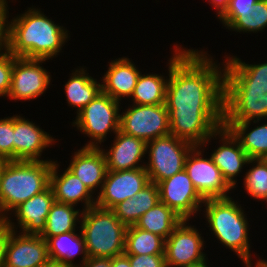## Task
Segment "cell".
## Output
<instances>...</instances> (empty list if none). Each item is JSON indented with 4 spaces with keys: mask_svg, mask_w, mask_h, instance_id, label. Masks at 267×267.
<instances>
[{
    "mask_svg": "<svg viewBox=\"0 0 267 267\" xmlns=\"http://www.w3.org/2000/svg\"><path fill=\"white\" fill-rule=\"evenodd\" d=\"M72 154L67 169L94 195H98L107 173L106 159L103 151L100 147L81 146L80 149H77Z\"/></svg>",
    "mask_w": 267,
    "mask_h": 267,
    "instance_id": "ffe728a7",
    "label": "cell"
},
{
    "mask_svg": "<svg viewBox=\"0 0 267 267\" xmlns=\"http://www.w3.org/2000/svg\"><path fill=\"white\" fill-rule=\"evenodd\" d=\"M49 262L47 243L40 235L10 231L5 245L4 267H44Z\"/></svg>",
    "mask_w": 267,
    "mask_h": 267,
    "instance_id": "2e32d148",
    "label": "cell"
},
{
    "mask_svg": "<svg viewBox=\"0 0 267 267\" xmlns=\"http://www.w3.org/2000/svg\"><path fill=\"white\" fill-rule=\"evenodd\" d=\"M79 226L88 257L113 258L124 253L127 227L111 209L95 205L82 211Z\"/></svg>",
    "mask_w": 267,
    "mask_h": 267,
    "instance_id": "8992f818",
    "label": "cell"
},
{
    "mask_svg": "<svg viewBox=\"0 0 267 267\" xmlns=\"http://www.w3.org/2000/svg\"><path fill=\"white\" fill-rule=\"evenodd\" d=\"M124 107L108 94L100 91L96 97L76 114L72 126L90 140L85 147H103L107 135L120 129V111ZM103 142V143H102Z\"/></svg>",
    "mask_w": 267,
    "mask_h": 267,
    "instance_id": "52a82bcc",
    "label": "cell"
},
{
    "mask_svg": "<svg viewBox=\"0 0 267 267\" xmlns=\"http://www.w3.org/2000/svg\"><path fill=\"white\" fill-rule=\"evenodd\" d=\"M168 66L167 76L162 74L140 73L134 91L129 99L133 104L138 105H161L166 102V89L170 72V58L166 64ZM154 73V74H153Z\"/></svg>",
    "mask_w": 267,
    "mask_h": 267,
    "instance_id": "4316f807",
    "label": "cell"
},
{
    "mask_svg": "<svg viewBox=\"0 0 267 267\" xmlns=\"http://www.w3.org/2000/svg\"><path fill=\"white\" fill-rule=\"evenodd\" d=\"M48 59H26L16 57L13 61L11 89L7 99L31 101L41 98L52 83L50 72L42 65Z\"/></svg>",
    "mask_w": 267,
    "mask_h": 267,
    "instance_id": "7c38bea8",
    "label": "cell"
},
{
    "mask_svg": "<svg viewBox=\"0 0 267 267\" xmlns=\"http://www.w3.org/2000/svg\"><path fill=\"white\" fill-rule=\"evenodd\" d=\"M257 259L258 260H256L255 265H254L253 261L250 260V261L243 264L244 267H267V260L266 259H263V257H259Z\"/></svg>",
    "mask_w": 267,
    "mask_h": 267,
    "instance_id": "60d3db41",
    "label": "cell"
},
{
    "mask_svg": "<svg viewBox=\"0 0 267 267\" xmlns=\"http://www.w3.org/2000/svg\"><path fill=\"white\" fill-rule=\"evenodd\" d=\"M261 121L223 122V126L239 140L250 159H267V122ZM251 124H255L254 127Z\"/></svg>",
    "mask_w": 267,
    "mask_h": 267,
    "instance_id": "d4e9b609",
    "label": "cell"
},
{
    "mask_svg": "<svg viewBox=\"0 0 267 267\" xmlns=\"http://www.w3.org/2000/svg\"><path fill=\"white\" fill-rule=\"evenodd\" d=\"M0 12V49L4 46V14Z\"/></svg>",
    "mask_w": 267,
    "mask_h": 267,
    "instance_id": "b9f144b4",
    "label": "cell"
},
{
    "mask_svg": "<svg viewBox=\"0 0 267 267\" xmlns=\"http://www.w3.org/2000/svg\"><path fill=\"white\" fill-rule=\"evenodd\" d=\"M209 261H208V259L207 260H205L203 263H200V264H197V265H193V266H191V267H211L212 266V264L210 265V263H208ZM209 264V265H208Z\"/></svg>",
    "mask_w": 267,
    "mask_h": 267,
    "instance_id": "f6af8a7d",
    "label": "cell"
},
{
    "mask_svg": "<svg viewBox=\"0 0 267 267\" xmlns=\"http://www.w3.org/2000/svg\"><path fill=\"white\" fill-rule=\"evenodd\" d=\"M6 162H7V160L0 158V174H1V171H2Z\"/></svg>",
    "mask_w": 267,
    "mask_h": 267,
    "instance_id": "bcb514c9",
    "label": "cell"
},
{
    "mask_svg": "<svg viewBox=\"0 0 267 267\" xmlns=\"http://www.w3.org/2000/svg\"><path fill=\"white\" fill-rule=\"evenodd\" d=\"M53 159L7 161L0 174V218L50 186Z\"/></svg>",
    "mask_w": 267,
    "mask_h": 267,
    "instance_id": "5b68a950",
    "label": "cell"
},
{
    "mask_svg": "<svg viewBox=\"0 0 267 267\" xmlns=\"http://www.w3.org/2000/svg\"><path fill=\"white\" fill-rule=\"evenodd\" d=\"M9 9L10 8L8 5V1L7 0H0V12H6Z\"/></svg>",
    "mask_w": 267,
    "mask_h": 267,
    "instance_id": "7bdbcfd3",
    "label": "cell"
},
{
    "mask_svg": "<svg viewBox=\"0 0 267 267\" xmlns=\"http://www.w3.org/2000/svg\"><path fill=\"white\" fill-rule=\"evenodd\" d=\"M22 115H14V160L45 161L42 153L59 140Z\"/></svg>",
    "mask_w": 267,
    "mask_h": 267,
    "instance_id": "ac0fdd59",
    "label": "cell"
},
{
    "mask_svg": "<svg viewBox=\"0 0 267 267\" xmlns=\"http://www.w3.org/2000/svg\"><path fill=\"white\" fill-rule=\"evenodd\" d=\"M59 168L57 160H53L50 187L53 190L55 201L76 207L81 203L82 211L95 206L96 196L67 168L62 173Z\"/></svg>",
    "mask_w": 267,
    "mask_h": 267,
    "instance_id": "7402d4cb",
    "label": "cell"
},
{
    "mask_svg": "<svg viewBox=\"0 0 267 267\" xmlns=\"http://www.w3.org/2000/svg\"><path fill=\"white\" fill-rule=\"evenodd\" d=\"M128 57L114 58L108 62V69L101 80V91L121 103L130 99L141 73L133 60Z\"/></svg>",
    "mask_w": 267,
    "mask_h": 267,
    "instance_id": "44dd1931",
    "label": "cell"
},
{
    "mask_svg": "<svg viewBox=\"0 0 267 267\" xmlns=\"http://www.w3.org/2000/svg\"><path fill=\"white\" fill-rule=\"evenodd\" d=\"M4 14V46L15 57L26 59H55L70 41V31L55 23L39 8L28 7L9 19Z\"/></svg>",
    "mask_w": 267,
    "mask_h": 267,
    "instance_id": "3957f363",
    "label": "cell"
},
{
    "mask_svg": "<svg viewBox=\"0 0 267 267\" xmlns=\"http://www.w3.org/2000/svg\"><path fill=\"white\" fill-rule=\"evenodd\" d=\"M227 198L206 199L202 205L201 213L206 221L212 237L216 238L222 248L235 252L234 254L242 261V264L253 260L251 252V239L249 219L245 213L244 205ZM242 205V206H241ZM209 224V225H208ZM250 227V228H249ZM252 257V258H251Z\"/></svg>",
    "mask_w": 267,
    "mask_h": 267,
    "instance_id": "277c9868",
    "label": "cell"
},
{
    "mask_svg": "<svg viewBox=\"0 0 267 267\" xmlns=\"http://www.w3.org/2000/svg\"><path fill=\"white\" fill-rule=\"evenodd\" d=\"M82 210L70 204L56 202L52 205L47 219L46 227L40 236L43 239L71 231H79ZM77 229V230H76Z\"/></svg>",
    "mask_w": 267,
    "mask_h": 267,
    "instance_id": "83f0119b",
    "label": "cell"
},
{
    "mask_svg": "<svg viewBox=\"0 0 267 267\" xmlns=\"http://www.w3.org/2000/svg\"><path fill=\"white\" fill-rule=\"evenodd\" d=\"M16 57L5 46L0 49V97L8 96L11 89L13 61Z\"/></svg>",
    "mask_w": 267,
    "mask_h": 267,
    "instance_id": "836d02e7",
    "label": "cell"
},
{
    "mask_svg": "<svg viewBox=\"0 0 267 267\" xmlns=\"http://www.w3.org/2000/svg\"><path fill=\"white\" fill-rule=\"evenodd\" d=\"M131 267H167L165 254L135 255L127 254Z\"/></svg>",
    "mask_w": 267,
    "mask_h": 267,
    "instance_id": "d590c367",
    "label": "cell"
},
{
    "mask_svg": "<svg viewBox=\"0 0 267 267\" xmlns=\"http://www.w3.org/2000/svg\"><path fill=\"white\" fill-rule=\"evenodd\" d=\"M150 183L145 168L124 171H108L102 189L96 195V206L112 209L118 203L132 198Z\"/></svg>",
    "mask_w": 267,
    "mask_h": 267,
    "instance_id": "9a60e30c",
    "label": "cell"
},
{
    "mask_svg": "<svg viewBox=\"0 0 267 267\" xmlns=\"http://www.w3.org/2000/svg\"><path fill=\"white\" fill-rule=\"evenodd\" d=\"M120 112V131L146 142L170 134L166 104H126Z\"/></svg>",
    "mask_w": 267,
    "mask_h": 267,
    "instance_id": "9c48e42d",
    "label": "cell"
},
{
    "mask_svg": "<svg viewBox=\"0 0 267 267\" xmlns=\"http://www.w3.org/2000/svg\"><path fill=\"white\" fill-rule=\"evenodd\" d=\"M125 254H165V239L157 234L129 226L125 234Z\"/></svg>",
    "mask_w": 267,
    "mask_h": 267,
    "instance_id": "f546056e",
    "label": "cell"
},
{
    "mask_svg": "<svg viewBox=\"0 0 267 267\" xmlns=\"http://www.w3.org/2000/svg\"><path fill=\"white\" fill-rule=\"evenodd\" d=\"M204 153L202 146H194L185 160L184 169L194 187L204 200L230 197L234 189L224 179L212 157Z\"/></svg>",
    "mask_w": 267,
    "mask_h": 267,
    "instance_id": "30bf717a",
    "label": "cell"
},
{
    "mask_svg": "<svg viewBox=\"0 0 267 267\" xmlns=\"http://www.w3.org/2000/svg\"><path fill=\"white\" fill-rule=\"evenodd\" d=\"M258 0H231L228 8L218 18V21L227 28L238 16L248 15L254 9V5Z\"/></svg>",
    "mask_w": 267,
    "mask_h": 267,
    "instance_id": "e575fe53",
    "label": "cell"
},
{
    "mask_svg": "<svg viewBox=\"0 0 267 267\" xmlns=\"http://www.w3.org/2000/svg\"><path fill=\"white\" fill-rule=\"evenodd\" d=\"M54 203L53 190L49 186L43 192L21 203L6 217L9 227L22 234L40 235L46 227V219Z\"/></svg>",
    "mask_w": 267,
    "mask_h": 267,
    "instance_id": "e0dca14e",
    "label": "cell"
},
{
    "mask_svg": "<svg viewBox=\"0 0 267 267\" xmlns=\"http://www.w3.org/2000/svg\"><path fill=\"white\" fill-rule=\"evenodd\" d=\"M44 267H69V266H65V265H62L60 263H54V262H49L46 266Z\"/></svg>",
    "mask_w": 267,
    "mask_h": 267,
    "instance_id": "ee69618b",
    "label": "cell"
},
{
    "mask_svg": "<svg viewBox=\"0 0 267 267\" xmlns=\"http://www.w3.org/2000/svg\"><path fill=\"white\" fill-rule=\"evenodd\" d=\"M0 158L14 160V115L0 118Z\"/></svg>",
    "mask_w": 267,
    "mask_h": 267,
    "instance_id": "d6a6232c",
    "label": "cell"
},
{
    "mask_svg": "<svg viewBox=\"0 0 267 267\" xmlns=\"http://www.w3.org/2000/svg\"><path fill=\"white\" fill-rule=\"evenodd\" d=\"M189 222L182 220L165 240L167 267H191L208 259L202 232Z\"/></svg>",
    "mask_w": 267,
    "mask_h": 267,
    "instance_id": "8fae6325",
    "label": "cell"
},
{
    "mask_svg": "<svg viewBox=\"0 0 267 267\" xmlns=\"http://www.w3.org/2000/svg\"><path fill=\"white\" fill-rule=\"evenodd\" d=\"M77 267H111V258L89 257L82 265Z\"/></svg>",
    "mask_w": 267,
    "mask_h": 267,
    "instance_id": "74e56055",
    "label": "cell"
},
{
    "mask_svg": "<svg viewBox=\"0 0 267 267\" xmlns=\"http://www.w3.org/2000/svg\"><path fill=\"white\" fill-rule=\"evenodd\" d=\"M111 267H131L128 255L123 253L111 258Z\"/></svg>",
    "mask_w": 267,
    "mask_h": 267,
    "instance_id": "ab89813d",
    "label": "cell"
},
{
    "mask_svg": "<svg viewBox=\"0 0 267 267\" xmlns=\"http://www.w3.org/2000/svg\"><path fill=\"white\" fill-rule=\"evenodd\" d=\"M157 186L160 201L183 220H192L194 216L196 218V215H200L205 200L194 187L185 169L158 182Z\"/></svg>",
    "mask_w": 267,
    "mask_h": 267,
    "instance_id": "4fadbf2b",
    "label": "cell"
},
{
    "mask_svg": "<svg viewBox=\"0 0 267 267\" xmlns=\"http://www.w3.org/2000/svg\"><path fill=\"white\" fill-rule=\"evenodd\" d=\"M193 147L190 142L171 134L148 141L145 169L150 182L157 184L182 171Z\"/></svg>",
    "mask_w": 267,
    "mask_h": 267,
    "instance_id": "ba28073f",
    "label": "cell"
},
{
    "mask_svg": "<svg viewBox=\"0 0 267 267\" xmlns=\"http://www.w3.org/2000/svg\"><path fill=\"white\" fill-rule=\"evenodd\" d=\"M243 177L244 191L250 198L267 203V159H249ZM252 167V168H251Z\"/></svg>",
    "mask_w": 267,
    "mask_h": 267,
    "instance_id": "4dcf8cb0",
    "label": "cell"
},
{
    "mask_svg": "<svg viewBox=\"0 0 267 267\" xmlns=\"http://www.w3.org/2000/svg\"><path fill=\"white\" fill-rule=\"evenodd\" d=\"M11 230L6 218H0V267H4L5 245Z\"/></svg>",
    "mask_w": 267,
    "mask_h": 267,
    "instance_id": "8d00e7d4",
    "label": "cell"
},
{
    "mask_svg": "<svg viewBox=\"0 0 267 267\" xmlns=\"http://www.w3.org/2000/svg\"><path fill=\"white\" fill-rule=\"evenodd\" d=\"M160 202L157 184L150 182L132 198L118 203L111 210L126 227L133 226L149 209Z\"/></svg>",
    "mask_w": 267,
    "mask_h": 267,
    "instance_id": "484cf974",
    "label": "cell"
},
{
    "mask_svg": "<svg viewBox=\"0 0 267 267\" xmlns=\"http://www.w3.org/2000/svg\"><path fill=\"white\" fill-rule=\"evenodd\" d=\"M68 81L63 85L66 103L76 109V114L87 106L101 91V80L89 75L83 65L71 70ZM98 80V81H97Z\"/></svg>",
    "mask_w": 267,
    "mask_h": 267,
    "instance_id": "cb8c5ba5",
    "label": "cell"
},
{
    "mask_svg": "<svg viewBox=\"0 0 267 267\" xmlns=\"http://www.w3.org/2000/svg\"><path fill=\"white\" fill-rule=\"evenodd\" d=\"M223 57V122L267 120V62L249 64L230 53Z\"/></svg>",
    "mask_w": 267,
    "mask_h": 267,
    "instance_id": "7a4b0ae2",
    "label": "cell"
},
{
    "mask_svg": "<svg viewBox=\"0 0 267 267\" xmlns=\"http://www.w3.org/2000/svg\"><path fill=\"white\" fill-rule=\"evenodd\" d=\"M208 2L209 5L211 4V7H214L213 9L216 10V18L218 19L228 8V4L231 2V0H208Z\"/></svg>",
    "mask_w": 267,
    "mask_h": 267,
    "instance_id": "f35d334b",
    "label": "cell"
},
{
    "mask_svg": "<svg viewBox=\"0 0 267 267\" xmlns=\"http://www.w3.org/2000/svg\"><path fill=\"white\" fill-rule=\"evenodd\" d=\"M106 159L108 171H124L145 168L147 142L118 131L109 149L100 147Z\"/></svg>",
    "mask_w": 267,
    "mask_h": 267,
    "instance_id": "d6986e66",
    "label": "cell"
},
{
    "mask_svg": "<svg viewBox=\"0 0 267 267\" xmlns=\"http://www.w3.org/2000/svg\"><path fill=\"white\" fill-rule=\"evenodd\" d=\"M182 220L179 215L160 201L143 214L135 226L157 234L166 240Z\"/></svg>",
    "mask_w": 267,
    "mask_h": 267,
    "instance_id": "f1b7e54d",
    "label": "cell"
},
{
    "mask_svg": "<svg viewBox=\"0 0 267 267\" xmlns=\"http://www.w3.org/2000/svg\"><path fill=\"white\" fill-rule=\"evenodd\" d=\"M211 140H218L220 144L216 147L217 149L211 151L210 156L227 183L236 190L237 177L243 172L250 158L241 147L239 140L224 126L215 131L202 144V147L207 150L206 145H212Z\"/></svg>",
    "mask_w": 267,
    "mask_h": 267,
    "instance_id": "5bb4252c",
    "label": "cell"
},
{
    "mask_svg": "<svg viewBox=\"0 0 267 267\" xmlns=\"http://www.w3.org/2000/svg\"><path fill=\"white\" fill-rule=\"evenodd\" d=\"M50 262L69 267L82 265L89 257L81 230L59 234L46 239ZM79 257V263L74 260Z\"/></svg>",
    "mask_w": 267,
    "mask_h": 267,
    "instance_id": "603a6c76",
    "label": "cell"
},
{
    "mask_svg": "<svg viewBox=\"0 0 267 267\" xmlns=\"http://www.w3.org/2000/svg\"><path fill=\"white\" fill-rule=\"evenodd\" d=\"M175 44L165 102L170 134L202 146L223 126L224 61L215 60L204 47Z\"/></svg>",
    "mask_w": 267,
    "mask_h": 267,
    "instance_id": "6da1fadb",
    "label": "cell"
},
{
    "mask_svg": "<svg viewBox=\"0 0 267 267\" xmlns=\"http://www.w3.org/2000/svg\"><path fill=\"white\" fill-rule=\"evenodd\" d=\"M267 29V0H258L248 15L238 16L226 29L236 33H261ZM261 31V32H260Z\"/></svg>",
    "mask_w": 267,
    "mask_h": 267,
    "instance_id": "1f68e13d",
    "label": "cell"
}]
</instances>
